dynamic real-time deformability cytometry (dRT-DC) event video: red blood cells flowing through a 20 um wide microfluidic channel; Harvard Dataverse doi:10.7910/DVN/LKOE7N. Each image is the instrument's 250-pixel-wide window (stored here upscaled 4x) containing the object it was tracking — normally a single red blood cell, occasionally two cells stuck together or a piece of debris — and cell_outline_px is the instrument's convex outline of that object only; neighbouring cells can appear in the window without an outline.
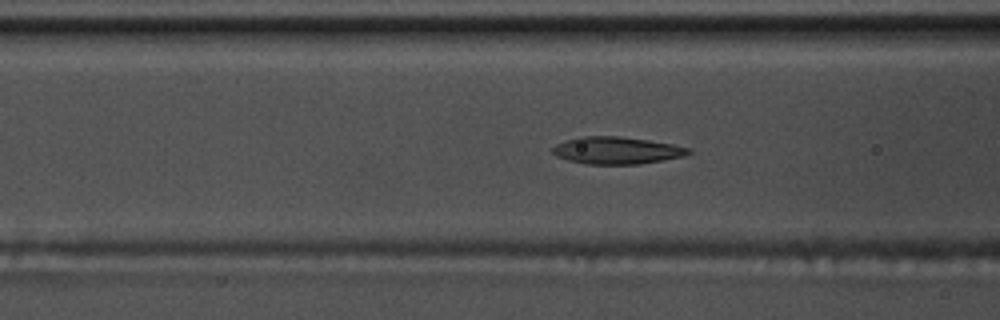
{"species": "common noctule bat (a hibernating species)", "species_latin": "Nyctalus noctula", "temperature_condition": "warm", "stored_images_in_passage": 54, "camera_frame_rate_fps": 3000, "um_per_image_px": 0.085, "animal": {"sex": "male", "body_mass_g": 17.5, "forearm_length_mm": 52.3}, "frame": {"image": 1, "passage_image": 21, "time_ms": 6.667, "image_size_px": [1000, 320], "cell_outline_px": [[692, 152], [684, 156], [664, 160], [640, 164], [588, 164], [568, 160], [556, 156], [552, 152], [552, 148], [556, 144], [564, 140], [580, 136], [620, 136], [648, 140], [672, 144], [692, 148]], "centroid_in_image_um": [52.43, 12.78], "position_along_channel_um": 114.2, "area_um2": 21.68}}
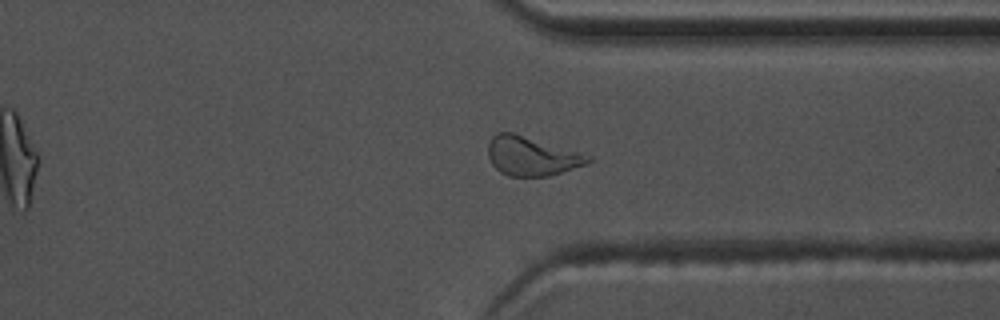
{"frame": {"image": 2, "passage_image": 41, "time_ms": 13.333, "image_size_px": [1000, 320], "cell_outline_px": [[592, 160], [588, 164], [552, 176], [508, 176], [500, 172], [492, 164], [488, 156], [488, 144], [492, 136], [496, 132], [512, 132], [580, 152], [592, 156]], "centroid_in_image_um": [45.21, 13.28], "position_along_channel_um": 366.2, "area_um2": 22.95}}
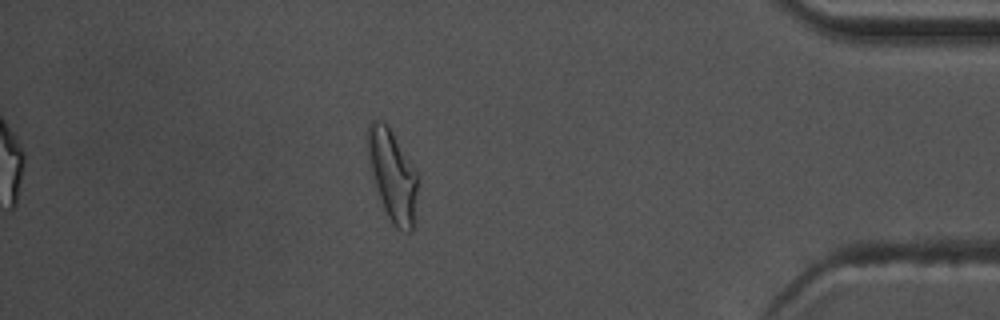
{"frame": {"image": 3, "passage_image": 47, "time_ms": 15.333, "image_size_px": [1000, 320], "cell_outline_px": [[420, 176], [416, 224], [412, 232], [408, 232], [396, 228], [392, 224], [384, 208], [372, 172], [364, 144], [368, 124], [372, 120], [380, 120], [388, 124]], "centroid_in_image_um": [33.42, 14.91], "position_along_channel_um": 401.8, "area_um2": 27.57}, "authors_computed_cell_mechanics": {"area_um2": 21.675, "velocity_mm_per_s": 3.7875, "shape_relaxation_time_tau1_ms": 5.165, "shape_relaxation_time_tau2_ms": 2.0403, "deformation_change_tau1": 0.1915, "deformation_change_tau2": 0.0994}}